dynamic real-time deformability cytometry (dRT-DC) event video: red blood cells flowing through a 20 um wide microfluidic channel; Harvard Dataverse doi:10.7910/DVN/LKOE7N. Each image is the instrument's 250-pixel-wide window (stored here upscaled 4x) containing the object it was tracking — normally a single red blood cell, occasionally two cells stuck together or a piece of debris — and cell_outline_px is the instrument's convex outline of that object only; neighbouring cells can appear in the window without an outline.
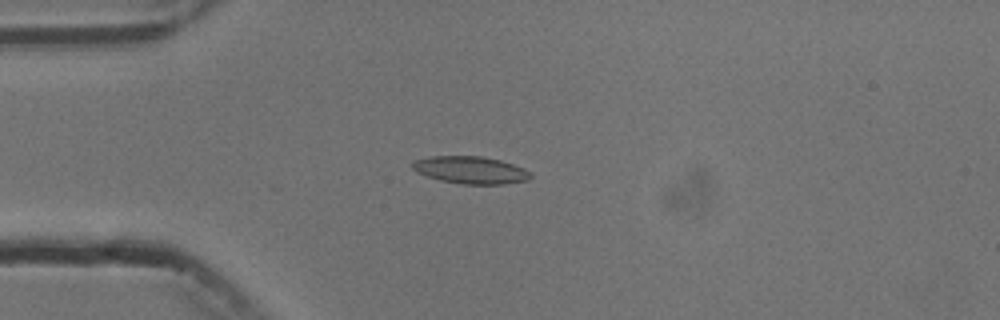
{"species": "common noctule bat (a hibernating species)", "species_latin": "Nyctalus noctula", "temperature_condition": "cold", "stored_images_in_passage": 5, "camera_frame_rate_fps": 3000, "um_per_image_px": 0.085, "animal": {"sex": "male", "body_mass_g": 13.3}, "frame": {"image": 1, "passage_image": 3, "time_ms": 2.333, "image_size_px": [1000, 320], "cell_outline_px": [[532, 176], [528, 180], [504, 184], [464, 184], [440, 180], [416, 172], [412, 168], [412, 160], [432, 156], [480, 156], [500, 160], [524, 168]], "centroid_in_image_um": [39.97, 14.45], "position_along_channel_um": 45.0, "area_um2": 18.73}}
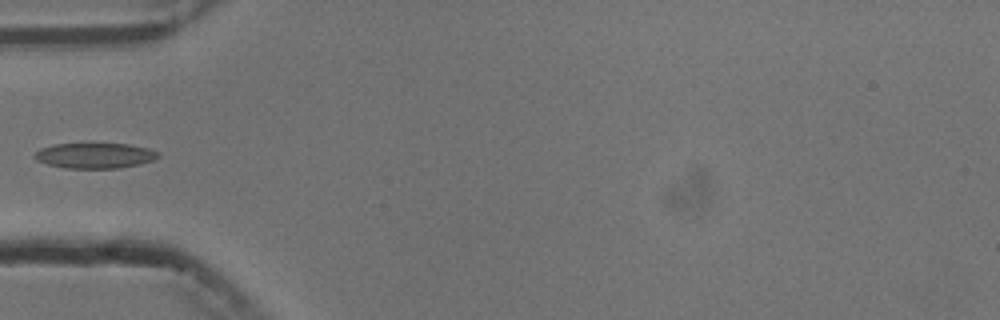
{"frame": {"image": 2, "passage_image": 4, "time_ms": 3.667, "image_size_px": [1000, 320], "cell_outline_px": [[160, 156], [152, 160], [140, 164], [120, 168], [64, 168], [48, 164], [36, 160], [32, 156], [40, 148], [52, 144], [128, 144], [148, 148], [160, 152]], "centroid_in_image_um": [8.06, 13.22], "position_along_channel_um": 76.9, "area_um2": 18.32}}
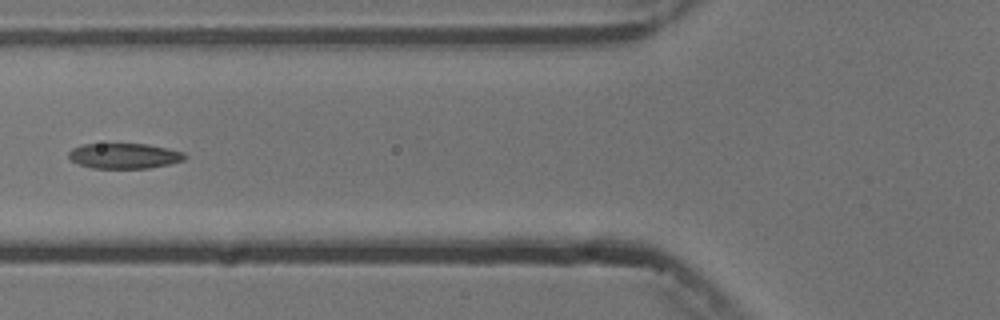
{"frame": {"image": 3, "passage_image": 5, "time_ms": 4.667, "image_size_px": [1000, 320], "cell_outline_px": [[188, 156], [184, 160], [168, 164], [148, 168], [92, 168], [80, 164], [72, 160], [68, 156], [68, 152], [72, 148], [84, 144], [148, 144], [184, 152]], "centroid_in_image_um": [10.57, 13.24], "position_along_channel_um": 115.2, "area_um2": 17.05}}